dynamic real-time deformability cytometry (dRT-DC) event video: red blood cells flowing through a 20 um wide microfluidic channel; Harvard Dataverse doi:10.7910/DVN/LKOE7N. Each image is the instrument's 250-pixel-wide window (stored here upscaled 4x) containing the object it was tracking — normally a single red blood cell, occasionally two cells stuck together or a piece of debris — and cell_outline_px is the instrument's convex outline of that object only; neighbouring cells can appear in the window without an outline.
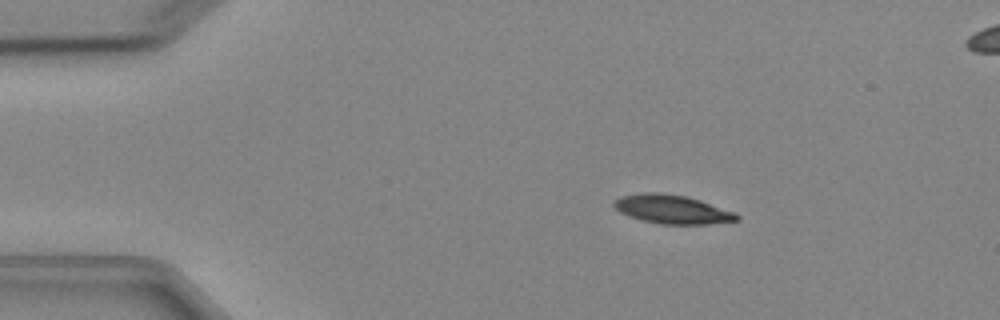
{"species": "Egyptian fruit bat (a non-hibernating species)", "species_latin": "Rousettus aegyptiacus", "temperature_condition": "cold", "stored_images_in_passage": 5, "camera_frame_rate_fps": 3000, "um_per_image_px": 0.085, "animal": {"sex": "female"}, "frame": {"image": 1, "passage_image": 3, "time_ms": 2.333, "image_size_px": [1000, 320], "cell_outline_px": [[740, 220], [708, 224], [660, 224], [628, 216], [620, 212], [612, 204], [620, 196], [644, 192], [660, 192], [688, 196], [736, 212], [740, 216]], "centroid_in_image_um": [57.16, 17.78], "position_along_channel_um": 27.8, "area_um2": 20.69}}